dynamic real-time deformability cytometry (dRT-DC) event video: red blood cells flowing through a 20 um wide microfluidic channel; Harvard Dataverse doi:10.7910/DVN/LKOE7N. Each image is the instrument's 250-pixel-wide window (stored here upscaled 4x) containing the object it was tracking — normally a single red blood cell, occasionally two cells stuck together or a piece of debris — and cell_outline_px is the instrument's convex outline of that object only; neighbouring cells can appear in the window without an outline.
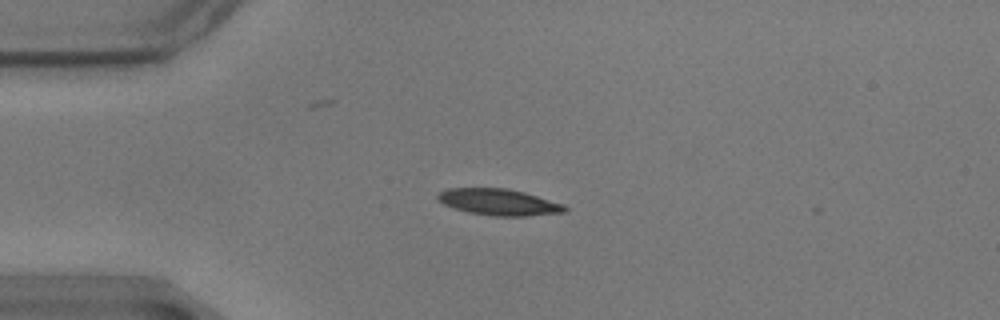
{"species": "common noctule bat (a hibernating species)", "species_latin": "Nyctalus noctula", "temperature_condition": "warm", "stored_images_in_passage": 45, "camera_frame_rate_fps": 3000, "um_per_image_px": 0.085, "animal": {"sex": "male", "body_mass_g": 17.9}, "frame": {"image": 1, "passage_image": 1, "time_ms": 0.0, "image_size_px": [1000, 320], "cell_outline_px": [[568, 212], [524, 216], [492, 216], [468, 212], [444, 204], [436, 200], [436, 196], [440, 192], [448, 188], [508, 188], [524, 192], [564, 204], [568, 208]], "centroid_in_image_um": [42.41, 17.18], "position_along_channel_um": 42.6, "area_um2": 19.59}}
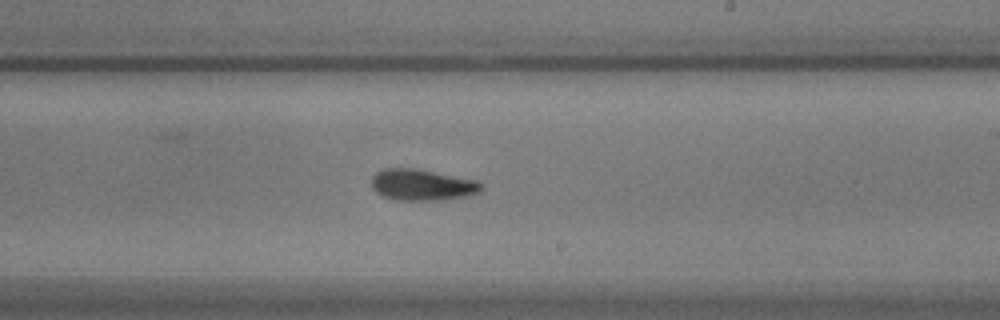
{"frame": {"image": 2, "passage_image": 21, "time_ms": 6.667, "image_size_px": [1000, 320], "cell_outline_px": [[484, 188], [480, 192], [464, 196], [444, 200], [396, 200], [384, 196], [376, 192], [372, 188], [372, 176], [376, 172], [384, 168], [416, 168], [476, 180], [484, 184]], "centroid_in_image_um": [35.89, 15.71], "position_along_channel_um": 253.1, "area_um2": 20.11}}
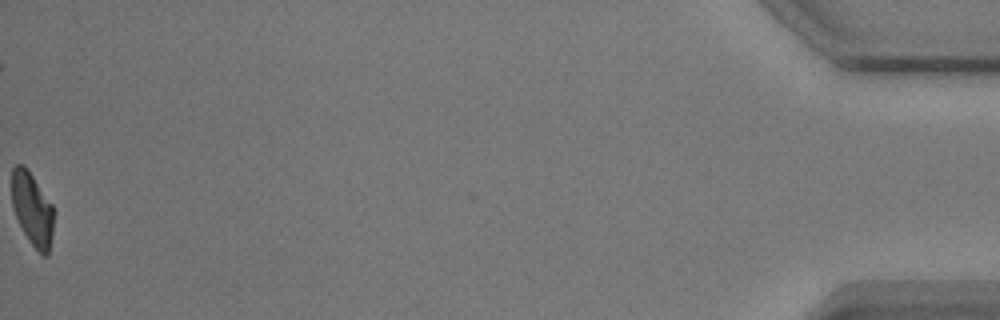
{"frame": {"image": 3, "passage_image": 45, "time_ms": 14.667, "image_size_px": [1000, 320], "cell_outline_px": [[56, 212], [48, 256], [44, 256], [32, 244], [24, 232], [12, 208], [12, 168], [16, 164], [24, 164], [28, 168], [52, 204]], "centroid_in_image_um": [2.77, 17.73], "position_along_channel_um": 432.4, "area_um2": 18.09}, "authors_computed_cell_mechanics": {"area_um2": 19.7676, "velocity_mm_per_s": 3.4851, "shape_relaxation_time_tau1_ms": 3.5476, "shape_relaxation_time_tau2_ms": 4.8134, "deformation_change_tau1": 0.1554, "deformation_change_tau2": 0.09}}